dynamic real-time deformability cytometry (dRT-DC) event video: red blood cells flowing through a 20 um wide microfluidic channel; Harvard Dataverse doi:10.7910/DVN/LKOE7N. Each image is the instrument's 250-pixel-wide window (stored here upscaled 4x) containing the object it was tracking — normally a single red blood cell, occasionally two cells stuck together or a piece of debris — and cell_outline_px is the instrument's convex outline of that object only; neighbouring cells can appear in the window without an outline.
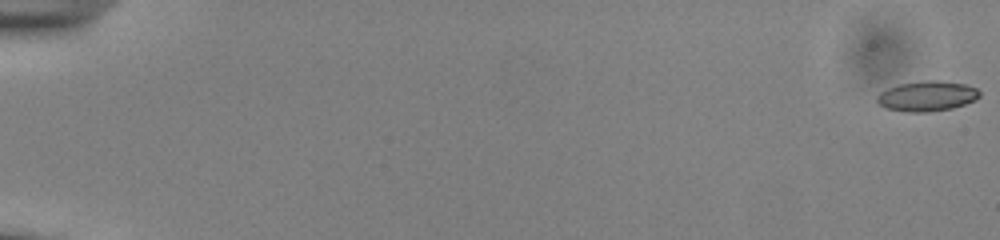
{"species": "common noctule bat (a hibernating species)", "species_latin": "Nyctalus noctula", "temperature_condition": "cold", "stored_images_in_passage": 15, "camera_frame_rate_fps": 3000, "um_per_image_px": 0.085, "animal": {"sex": "male", "body_mass_g": 13.0, "forearm_length_mm": 53.1}, "frame": {"image": 1, "passage_image": 1, "time_ms": 0.0, "image_size_px": [1000, 240], "cell_outline_px": [[980, 96], [976, 100], [952, 108], [928, 112], [904, 112], [888, 108], [880, 104], [876, 100], [876, 96], [880, 92], [888, 88], [900, 84], [928, 80], [936, 80], [964, 84], [976, 88], [980, 92]], "centroid_in_image_um": [78.8, 8.17], "position_along_channel_um": 6.2, "area_um2": 17.92}}